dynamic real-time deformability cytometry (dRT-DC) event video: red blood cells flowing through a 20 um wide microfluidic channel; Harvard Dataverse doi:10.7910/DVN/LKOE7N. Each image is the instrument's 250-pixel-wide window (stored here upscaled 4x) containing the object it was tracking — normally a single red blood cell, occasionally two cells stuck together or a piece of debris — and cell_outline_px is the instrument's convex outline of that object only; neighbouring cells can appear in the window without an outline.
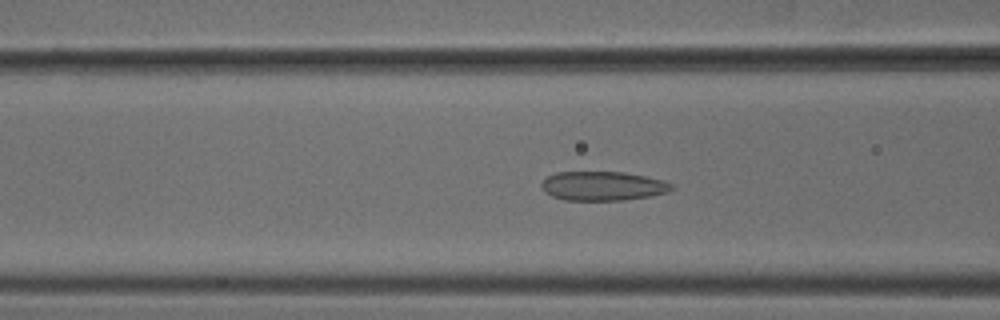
{"species": "common noctule bat (a hibernating species)", "species_latin": "Nyctalus noctula", "temperature_condition": "cold", "stored_images_in_passage": 52, "camera_frame_rate_fps": 3000, "um_per_image_px": 0.085, "animal": {"sex": "male", "body_mass_g": 18.8}, "frame": {"image": 1, "passage_image": 21, "time_ms": 6.667, "image_size_px": [1000, 320], "cell_outline_px": [[676, 188], [668, 192], [648, 196], [624, 200], [564, 200], [552, 196], [544, 192], [540, 188], [540, 184], [548, 176], [556, 172], [624, 172], [664, 180], [672, 184]], "centroid_in_image_um": [51.23, 15.81], "position_along_channel_um": 115.4, "area_um2": 22.2}}
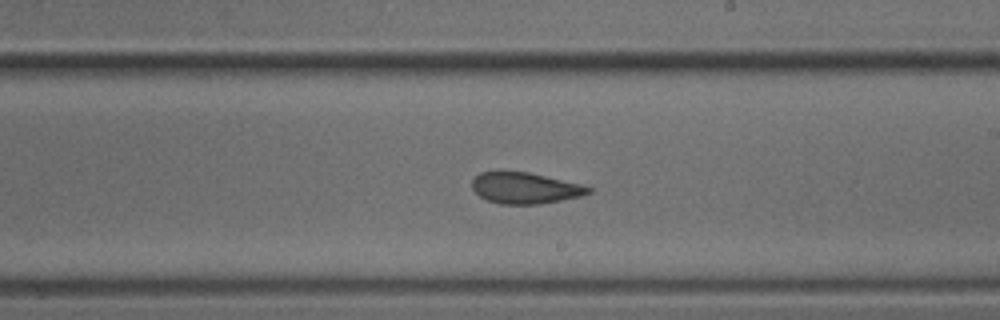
{"frame": {"image": 2, "passage_image": 31, "time_ms": 10.0, "image_size_px": [1000, 320], "cell_outline_px": [[592, 192], [580, 196], [540, 204], [500, 204], [488, 200], [480, 196], [472, 188], [472, 180], [480, 172], [528, 172], [580, 184], [592, 188]], "centroid_in_image_um": [44.62, 15.99], "position_along_channel_um": 244.4, "area_um2": 20.81}}
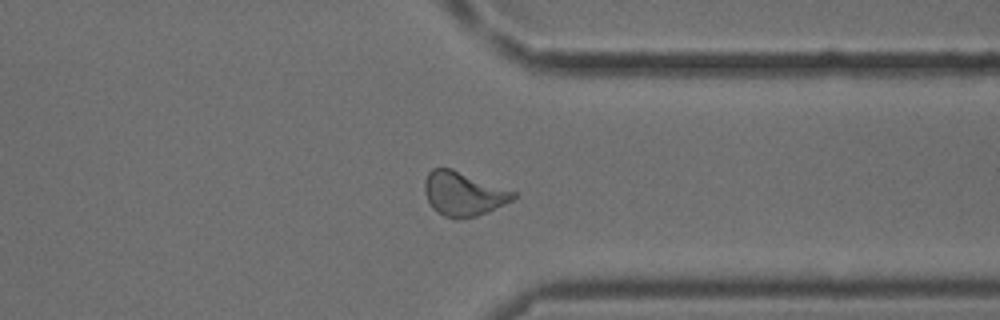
{"frame": {"image": 3, "passage_image": 41, "time_ms": 13.333, "image_size_px": [1000, 320], "cell_outline_px": [[520, 196], [488, 212], [476, 216], [456, 220], [444, 216], [436, 212], [432, 208], [424, 192], [424, 180], [428, 172], [432, 168], [452, 168], [520, 192]], "centroid_in_image_um": [39.43, 16.47], "position_along_channel_um": 372.0, "area_um2": 23.41}, "authors_computed_cell_mechanics": {"area_um2": 22.6287, "velocity_mm_per_s": 3.8706, "shape_relaxation_time_tau1_ms": null, "shape_relaxation_time_tau2_ms": 2.4063, "deformation_change_tau1": null, "deformation_change_tau2": 0.0985}}